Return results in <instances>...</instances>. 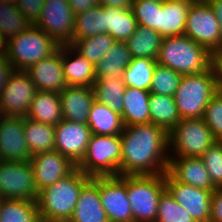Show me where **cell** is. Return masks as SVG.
Masks as SVG:
<instances>
[{"label": "cell", "mask_w": 222, "mask_h": 222, "mask_svg": "<svg viewBox=\"0 0 222 222\" xmlns=\"http://www.w3.org/2000/svg\"><path fill=\"white\" fill-rule=\"evenodd\" d=\"M121 137L122 175L164 174L169 165V136L161 127L136 124L124 127Z\"/></svg>", "instance_id": "1"}, {"label": "cell", "mask_w": 222, "mask_h": 222, "mask_svg": "<svg viewBox=\"0 0 222 222\" xmlns=\"http://www.w3.org/2000/svg\"><path fill=\"white\" fill-rule=\"evenodd\" d=\"M91 179L76 167L69 175L42 189L37 199L40 221L69 220L82 188Z\"/></svg>", "instance_id": "2"}, {"label": "cell", "mask_w": 222, "mask_h": 222, "mask_svg": "<svg viewBox=\"0 0 222 222\" xmlns=\"http://www.w3.org/2000/svg\"><path fill=\"white\" fill-rule=\"evenodd\" d=\"M159 65L172 68L181 75L198 74L208 70L212 54L186 35L163 37L159 49Z\"/></svg>", "instance_id": "3"}, {"label": "cell", "mask_w": 222, "mask_h": 222, "mask_svg": "<svg viewBox=\"0 0 222 222\" xmlns=\"http://www.w3.org/2000/svg\"><path fill=\"white\" fill-rule=\"evenodd\" d=\"M217 91L212 66L202 73L183 75L174 95L181 119L202 118L205 107Z\"/></svg>", "instance_id": "4"}, {"label": "cell", "mask_w": 222, "mask_h": 222, "mask_svg": "<svg viewBox=\"0 0 222 222\" xmlns=\"http://www.w3.org/2000/svg\"><path fill=\"white\" fill-rule=\"evenodd\" d=\"M6 58L14 70H27L39 60L50 56L60 45L40 27L30 25L6 44Z\"/></svg>", "instance_id": "5"}, {"label": "cell", "mask_w": 222, "mask_h": 222, "mask_svg": "<svg viewBox=\"0 0 222 222\" xmlns=\"http://www.w3.org/2000/svg\"><path fill=\"white\" fill-rule=\"evenodd\" d=\"M121 158L120 135L92 134L84 158L77 168L89 177L121 176Z\"/></svg>", "instance_id": "6"}, {"label": "cell", "mask_w": 222, "mask_h": 222, "mask_svg": "<svg viewBox=\"0 0 222 222\" xmlns=\"http://www.w3.org/2000/svg\"><path fill=\"white\" fill-rule=\"evenodd\" d=\"M165 189V173L127 175V195L133 222H156L158 201Z\"/></svg>", "instance_id": "7"}, {"label": "cell", "mask_w": 222, "mask_h": 222, "mask_svg": "<svg viewBox=\"0 0 222 222\" xmlns=\"http://www.w3.org/2000/svg\"><path fill=\"white\" fill-rule=\"evenodd\" d=\"M168 136L170 157H201L217 141L202 118L181 119Z\"/></svg>", "instance_id": "8"}, {"label": "cell", "mask_w": 222, "mask_h": 222, "mask_svg": "<svg viewBox=\"0 0 222 222\" xmlns=\"http://www.w3.org/2000/svg\"><path fill=\"white\" fill-rule=\"evenodd\" d=\"M185 35L211 54L221 49L220 24L207 1L193 2L189 8Z\"/></svg>", "instance_id": "9"}, {"label": "cell", "mask_w": 222, "mask_h": 222, "mask_svg": "<svg viewBox=\"0 0 222 222\" xmlns=\"http://www.w3.org/2000/svg\"><path fill=\"white\" fill-rule=\"evenodd\" d=\"M38 195L30 161L0 160V196L3 199L37 201Z\"/></svg>", "instance_id": "10"}, {"label": "cell", "mask_w": 222, "mask_h": 222, "mask_svg": "<svg viewBox=\"0 0 222 222\" xmlns=\"http://www.w3.org/2000/svg\"><path fill=\"white\" fill-rule=\"evenodd\" d=\"M36 92L26 71L13 70L0 93V115L25 117Z\"/></svg>", "instance_id": "11"}, {"label": "cell", "mask_w": 222, "mask_h": 222, "mask_svg": "<svg viewBox=\"0 0 222 222\" xmlns=\"http://www.w3.org/2000/svg\"><path fill=\"white\" fill-rule=\"evenodd\" d=\"M35 25L59 45H69L73 40L75 14L67 0H45Z\"/></svg>", "instance_id": "12"}, {"label": "cell", "mask_w": 222, "mask_h": 222, "mask_svg": "<svg viewBox=\"0 0 222 222\" xmlns=\"http://www.w3.org/2000/svg\"><path fill=\"white\" fill-rule=\"evenodd\" d=\"M99 197L109 222H133L127 175L99 176Z\"/></svg>", "instance_id": "13"}, {"label": "cell", "mask_w": 222, "mask_h": 222, "mask_svg": "<svg viewBox=\"0 0 222 222\" xmlns=\"http://www.w3.org/2000/svg\"><path fill=\"white\" fill-rule=\"evenodd\" d=\"M166 189L195 220L210 222L212 191L196 188L176 181L168 172L165 173Z\"/></svg>", "instance_id": "14"}, {"label": "cell", "mask_w": 222, "mask_h": 222, "mask_svg": "<svg viewBox=\"0 0 222 222\" xmlns=\"http://www.w3.org/2000/svg\"><path fill=\"white\" fill-rule=\"evenodd\" d=\"M55 130V150L68 157L76 166L82 161L92 135L88 124L60 121Z\"/></svg>", "instance_id": "15"}, {"label": "cell", "mask_w": 222, "mask_h": 222, "mask_svg": "<svg viewBox=\"0 0 222 222\" xmlns=\"http://www.w3.org/2000/svg\"><path fill=\"white\" fill-rule=\"evenodd\" d=\"M38 193L69 175L77 166L57 150L37 154L30 160Z\"/></svg>", "instance_id": "16"}, {"label": "cell", "mask_w": 222, "mask_h": 222, "mask_svg": "<svg viewBox=\"0 0 222 222\" xmlns=\"http://www.w3.org/2000/svg\"><path fill=\"white\" fill-rule=\"evenodd\" d=\"M25 136L23 116L0 115V160L30 161Z\"/></svg>", "instance_id": "17"}, {"label": "cell", "mask_w": 222, "mask_h": 222, "mask_svg": "<svg viewBox=\"0 0 222 222\" xmlns=\"http://www.w3.org/2000/svg\"><path fill=\"white\" fill-rule=\"evenodd\" d=\"M37 91L60 93L67 87L62 68V45L50 56L25 70Z\"/></svg>", "instance_id": "18"}, {"label": "cell", "mask_w": 222, "mask_h": 222, "mask_svg": "<svg viewBox=\"0 0 222 222\" xmlns=\"http://www.w3.org/2000/svg\"><path fill=\"white\" fill-rule=\"evenodd\" d=\"M167 172L182 184L212 192L216 189L201 157H170Z\"/></svg>", "instance_id": "19"}, {"label": "cell", "mask_w": 222, "mask_h": 222, "mask_svg": "<svg viewBox=\"0 0 222 222\" xmlns=\"http://www.w3.org/2000/svg\"><path fill=\"white\" fill-rule=\"evenodd\" d=\"M63 119L87 124L90 108L95 101L93 87L67 86L59 93Z\"/></svg>", "instance_id": "20"}, {"label": "cell", "mask_w": 222, "mask_h": 222, "mask_svg": "<svg viewBox=\"0 0 222 222\" xmlns=\"http://www.w3.org/2000/svg\"><path fill=\"white\" fill-rule=\"evenodd\" d=\"M71 222H109L99 197V176L82 188Z\"/></svg>", "instance_id": "21"}, {"label": "cell", "mask_w": 222, "mask_h": 222, "mask_svg": "<svg viewBox=\"0 0 222 222\" xmlns=\"http://www.w3.org/2000/svg\"><path fill=\"white\" fill-rule=\"evenodd\" d=\"M62 68L67 86L93 87L97 79L95 65L70 45H62Z\"/></svg>", "instance_id": "22"}, {"label": "cell", "mask_w": 222, "mask_h": 222, "mask_svg": "<svg viewBox=\"0 0 222 222\" xmlns=\"http://www.w3.org/2000/svg\"><path fill=\"white\" fill-rule=\"evenodd\" d=\"M192 2L164 0L158 11V32L162 37L185 35L187 14Z\"/></svg>", "instance_id": "23"}, {"label": "cell", "mask_w": 222, "mask_h": 222, "mask_svg": "<svg viewBox=\"0 0 222 222\" xmlns=\"http://www.w3.org/2000/svg\"><path fill=\"white\" fill-rule=\"evenodd\" d=\"M132 61L126 41H116L95 65V75L105 81L122 79L124 70Z\"/></svg>", "instance_id": "24"}, {"label": "cell", "mask_w": 222, "mask_h": 222, "mask_svg": "<svg viewBox=\"0 0 222 222\" xmlns=\"http://www.w3.org/2000/svg\"><path fill=\"white\" fill-rule=\"evenodd\" d=\"M150 94L149 91L126 86L121 114L124 127L150 123Z\"/></svg>", "instance_id": "25"}, {"label": "cell", "mask_w": 222, "mask_h": 222, "mask_svg": "<svg viewBox=\"0 0 222 222\" xmlns=\"http://www.w3.org/2000/svg\"><path fill=\"white\" fill-rule=\"evenodd\" d=\"M27 118L56 126L63 120L61 99L58 93L37 91L30 104Z\"/></svg>", "instance_id": "26"}, {"label": "cell", "mask_w": 222, "mask_h": 222, "mask_svg": "<svg viewBox=\"0 0 222 222\" xmlns=\"http://www.w3.org/2000/svg\"><path fill=\"white\" fill-rule=\"evenodd\" d=\"M138 26L131 8L104 6V30L116 41H126Z\"/></svg>", "instance_id": "27"}, {"label": "cell", "mask_w": 222, "mask_h": 222, "mask_svg": "<svg viewBox=\"0 0 222 222\" xmlns=\"http://www.w3.org/2000/svg\"><path fill=\"white\" fill-rule=\"evenodd\" d=\"M24 136L31 156L55 150L54 126L24 117Z\"/></svg>", "instance_id": "28"}, {"label": "cell", "mask_w": 222, "mask_h": 222, "mask_svg": "<svg viewBox=\"0 0 222 222\" xmlns=\"http://www.w3.org/2000/svg\"><path fill=\"white\" fill-rule=\"evenodd\" d=\"M87 124L92 134L103 136L120 135L124 128L121 115L96 100L91 105Z\"/></svg>", "instance_id": "29"}, {"label": "cell", "mask_w": 222, "mask_h": 222, "mask_svg": "<svg viewBox=\"0 0 222 222\" xmlns=\"http://www.w3.org/2000/svg\"><path fill=\"white\" fill-rule=\"evenodd\" d=\"M163 37L158 31L138 25L134 33L126 40L132 58L157 59Z\"/></svg>", "instance_id": "30"}, {"label": "cell", "mask_w": 222, "mask_h": 222, "mask_svg": "<svg viewBox=\"0 0 222 222\" xmlns=\"http://www.w3.org/2000/svg\"><path fill=\"white\" fill-rule=\"evenodd\" d=\"M150 123L163 128L169 133L181 120L173 96L154 93L149 97Z\"/></svg>", "instance_id": "31"}, {"label": "cell", "mask_w": 222, "mask_h": 222, "mask_svg": "<svg viewBox=\"0 0 222 222\" xmlns=\"http://www.w3.org/2000/svg\"><path fill=\"white\" fill-rule=\"evenodd\" d=\"M93 90L98 103L108 106L120 115L122 114L126 90L123 79L113 78L111 81H105L103 78H97Z\"/></svg>", "instance_id": "32"}, {"label": "cell", "mask_w": 222, "mask_h": 222, "mask_svg": "<svg viewBox=\"0 0 222 222\" xmlns=\"http://www.w3.org/2000/svg\"><path fill=\"white\" fill-rule=\"evenodd\" d=\"M0 222H41L37 201L3 199L0 204Z\"/></svg>", "instance_id": "33"}, {"label": "cell", "mask_w": 222, "mask_h": 222, "mask_svg": "<svg viewBox=\"0 0 222 222\" xmlns=\"http://www.w3.org/2000/svg\"><path fill=\"white\" fill-rule=\"evenodd\" d=\"M157 64V60L153 58H132L123 72L122 79L125 85L149 91Z\"/></svg>", "instance_id": "34"}, {"label": "cell", "mask_w": 222, "mask_h": 222, "mask_svg": "<svg viewBox=\"0 0 222 222\" xmlns=\"http://www.w3.org/2000/svg\"><path fill=\"white\" fill-rule=\"evenodd\" d=\"M115 42L116 40L110 34L102 33L84 39H73L69 45L93 65H96Z\"/></svg>", "instance_id": "35"}, {"label": "cell", "mask_w": 222, "mask_h": 222, "mask_svg": "<svg viewBox=\"0 0 222 222\" xmlns=\"http://www.w3.org/2000/svg\"><path fill=\"white\" fill-rule=\"evenodd\" d=\"M102 33H105L104 6L98 4L75 15L73 39H84Z\"/></svg>", "instance_id": "36"}, {"label": "cell", "mask_w": 222, "mask_h": 222, "mask_svg": "<svg viewBox=\"0 0 222 222\" xmlns=\"http://www.w3.org/2000/svg\"><path fill=\"white\" fill-rule=\"evenodd\" d=\"M30 22L15 5L0 1V36L6 41L25 31Z\"/></svg>", "instance_id": "37"}, {"label": "cell", "mask_w": 222, "mask_h": 222, "mask_svg": "<svg viewBox=\"0 0 222 222\" xmlns=\"http://www.w3.org/2000/svg\"><path fill=\"white\" fill-rule=\"evenodd\" d=\"M183 75L172 68L157 64L153 73L149 92L162 96H173L179 87Z\"/></svg>", "instance_id": "38"}, {"label": "cell", "mask_w": 222, "mask_h": 222, "mask_svg": "<svg viewBox=\"0 0 222 222\" xmlns=\"http://www.w3.org/2000/svg\"><path fill=\"white\" fill-rule=\"evenodd\" d=\"M156 222H195L190 214L178 204L165 189L160 195Z\"/></svg>", "instance_id": "39"}, {"label": "cell", "mask_w": 222, "mask_h": 222, "mask_svg": "<svg viewBox=\"0 0 222 222\" xmlns=\"http://www.w3.org/2000/svg\"><path fill=\"white\" fill-rule=\"evenodd\" d=\"M162 4L154 0H133L131 9L138 25L158 31V11Z\"/></svg>", "instance_id": "40"}, {"label": "cell", "mask_w": 222, "mask_h": 222, "mask_svg": "<svg viewBox=\"0 0 222 222\" xmlns=\"http://www.w3.org/2000/svg\"><path fill=\"white\" fill-rule=\"evenodd\" d=\"M201 158L213 185L216 188H222V141H216Z\"/></svg>", "instance_id": "41"}, {"label": "cell", "mask_w": 222, "mask_h": 222, "mask_svg": "<svg viewBox=\"0 0 222 222\" xmlns=\"http://www.w3.org/2000/svg\"><path fill=\"white\" fill-rule=\"evenodd\" d=\"M204 122L210 128L214 138L222 141V92L217 93L210 99L205 107L202 117Z\"/></svg>", "instance_id": "42"}, {"label": "cell", "mask_w": 222, "mask_h": 222, "mask_svg": "<svg viewBox=\"0 0 222 222\" xmlns=\"http://www.w3.org/2000/svg\"><path fill=\"white\" fill-rule=\"evenodd\" d=\"M45 0H17L16 7L23 13L30 24H36Z\"/></svg>", "instance_id": "43"}, {"label": "cell", "mask_w": 222, "mask_h": 222, "mask_svg": "<svg viewBox=\"0 0 222 222\" xmlns=\"http://www.w3.org/2000/svg\"><path fill=\"white\" fill-rule=\"evenodd\" d=\"M210 222H222V188H216L212 194Z\"/></svg>", "instance_id": "44"}, {"label": "cell", "mask_w": 222, "mask_h": 222, "mask_svg": "<svg viewBox=\"0 0 222 222\" xmlns=\"http://www.w3.org/2000/svg\"><path fill=\"white\" fill-rule=\"evenodd\" d=\"M211 66L215 73L218 91L222 92V49L212 53Z\"/></svg>", "instance_id": "45"}, {"label": "cell", "mask_w": 222, "mask_h": 222, "mask_svg": "<svg viewBox=\"0 0 222 222\" xmlns=\"http://www.w3.org/2000/svg\"><path fill=\"white\" fill-rule=\"evenodd\" d=\"M74 14L85 12L98 5V0H67Z\"/></svg>", "instance_id": "46"}, {"label": "cell", "mask_w": 222, "mask_h": 222, "mask_svg": "<svg viewBox=\"0 0 222 222\" xmlns=\"http://www.w3.org/2000/svg\"><path fill=\"white\" fill-rule=\"evenodd\" d=\"M13 70L6 57L0 58V93Z\"/></svg>", "instance_id": "47"}, {"label": "cell", "mask_w": 222, "mask_h": 222, "mask_svg": "<svg viewBox=\"0 0 222 222\" xmlns=\"http://www.w3.org/2000/svg\"><path fill=\"white\" fill-rule=\"evenodd\" d=\"M204 1L208 2V4L213 10L215 17L217 18L220 24L221 49H222V0H204Z\"/></svg>", "instance_id": "48"}, {"label": "cell", "mask_w": 222, "mask_h": 222, "mask_svg": "<svg viewBox=\"0 0 222 222\" xmlns=\"http://www.w3.org/2000/svg\"><path fill=\"white\" fill-rule=\"evenodd\" d=\"M133 0H98L102 6L117 7V8H131Z\"/></svg>", "instance_id": "49"}, {"label": "cell", "mask_w": 222, "mask_h": 222, "mask_svg": "<svg viewBox=\"0 0 222 222\" xmlns=\"http://www.w3.org/2000/svg\"><path fill=\"white\" fill-rule=\"evenodd\" d=\"M7 41L0 36V58L6 57Z\"/></svg>", "instance_id": "50"}, {"label": "cell", "mask_w": 222, "mask_h": 222, "mask_svg": "<svg viewBox=\"0 0 222 222\" xmlns=\"http://www.w3.org/2000/svg\"><path fill=\"white\" fill-rule=\"evenodd\" d=\"M0 1L10 5H16L17 2V0H0Z\"/></svg>", "instance_id": "51"}, {"label": "cell", "mask_w": 222, "mask_h": 222, "mask_svg": "<svg viewBox=\"0 0 222 222\" xmlns=\"http://www.w3.org/2000/svg\"><path fill=\"white\" fill-rule=\"evenodd\" d=\"M50 222H71L70 220H54V221H50Z\"/></svg>", "instance_id": "52"}, {"label": "cell", "mask_w": 222, "mask_h": 222, "mask_svg": "<svg viewBox=\"0 0 222 222\" xmlns=\"http://www.w3.org/2000/svg\"><path fill=\"white\" fill-rule=\"evenodd\" d=\"M186 1H189V2H197V1H201V0H186Z\"/></svg>", "instance_id": "53"}]
</instances>
